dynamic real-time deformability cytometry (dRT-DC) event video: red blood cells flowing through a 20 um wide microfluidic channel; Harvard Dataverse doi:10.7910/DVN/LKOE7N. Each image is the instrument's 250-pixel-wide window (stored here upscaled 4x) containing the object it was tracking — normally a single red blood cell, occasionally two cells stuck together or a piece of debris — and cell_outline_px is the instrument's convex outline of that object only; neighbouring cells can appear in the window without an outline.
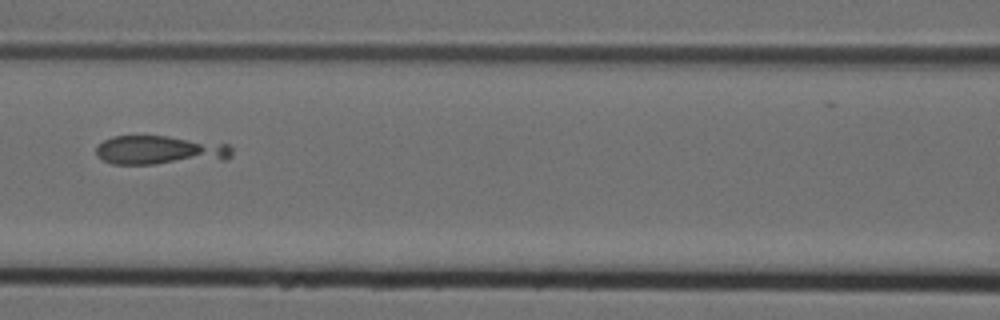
{"species": "Egyptian fruit bat (a non-hibernating species)", "species_latin": "Rousettus aegyptiacus", "temperature_condition": "cold", "stored_images_in_passage": 10, "camera_frame_rate_fps": 3000, "um_per_image_px": 0.085, "animal": {"sex": "female"}, "frame": {"image": 1, "passage_image": 6, "time_ms": 1.667, "image_size_px": [1000, 320], "cell_outline_px": [[232, 156], [228, 160], [156, 164], [112, 164], [96, 156], [96, 148], [104, 140], [112, 136], [164, 136], [228, 144], [232, 148]], "centroid_in_image_um": [13.63, 12.78], "position_along_channel_um": 153.0, "area_um2": 23.12}}
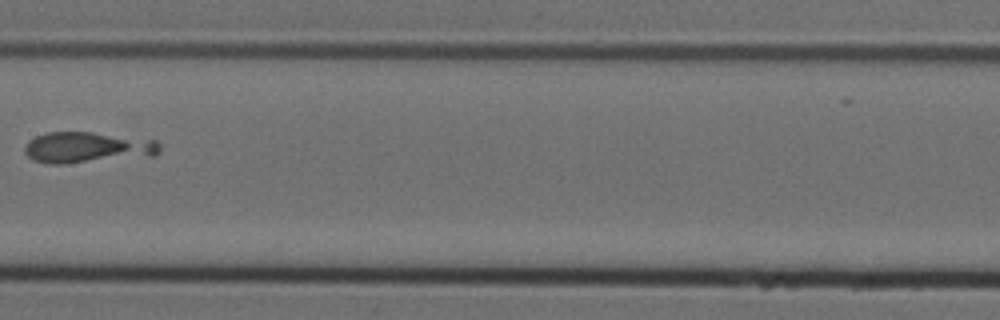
{"frame": {"image": 2, "passage_image": 7, "time_ms": 2.0, "image_size_px": [1000, 320], "cell_outline_px": [[160, 152], [156, 156], [64, 164], [48, 164], [32, 160], [24, 152], [24, 148], [28, 140], [36, 136], [48, 132], [92, 132], [156, 140], [160, 144]], "centroid_in_image_um": [7.44, 12.55], "position_along_channel_um": 200.0, "area_um2": 24.8}}